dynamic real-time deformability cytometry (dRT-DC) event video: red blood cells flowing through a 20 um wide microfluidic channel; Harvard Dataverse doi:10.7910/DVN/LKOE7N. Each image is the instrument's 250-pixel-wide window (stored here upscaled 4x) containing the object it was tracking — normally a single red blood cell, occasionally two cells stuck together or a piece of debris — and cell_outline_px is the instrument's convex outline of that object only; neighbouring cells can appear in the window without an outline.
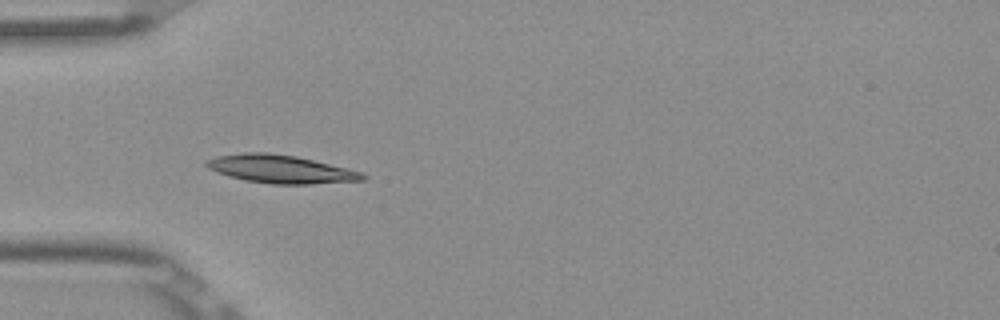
{"species": "Egyptian fruit bat (a non-hibernating species)", "species_latin": "Rousettus aegyptiacus", "temperature_condition": "room temperature", "stored_images_in_passage": 6, "camera_frame_rate_fps": 3000, "um_per_image_px": 0.085, "frame": {"image": 1, "passage_image": 5, "time_ms": 1.333, "image_size_px": [1000, 320], "cell_outline_px": [[368, 176], [364, 180], [312, 184], [272, 184], [244, 180], [228, 176], [216, 172], [208, 168], [204, 164], [204, 160], [216, 156], [244, 152], [268, 152], [296, 156], [364, 172]], "centroid_in_image_um": [23.84, 14.37], "position_along_channel_um": 61.2, "area_um2": 25.84}}
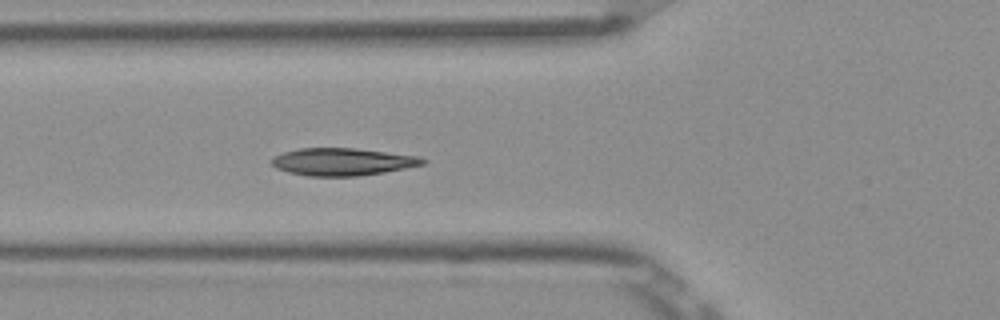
{"frame": {"image": 2, "passage_image": 6, "time_ms": 1.667, "image_size_px": [1000, 320], "cell_outline_px": [[428, 160], [424, 164], [384, 172], [360, 176], [308, 176], [288, 172], [276, 168], [272, 164], [272, 156], [284, 152], [300, 148], [352, 148], [420, 156]], "centroid_in_image_um": [29.11, 13.75], "position_along_channel_um": 96.7, "area_um2": 24.1}}